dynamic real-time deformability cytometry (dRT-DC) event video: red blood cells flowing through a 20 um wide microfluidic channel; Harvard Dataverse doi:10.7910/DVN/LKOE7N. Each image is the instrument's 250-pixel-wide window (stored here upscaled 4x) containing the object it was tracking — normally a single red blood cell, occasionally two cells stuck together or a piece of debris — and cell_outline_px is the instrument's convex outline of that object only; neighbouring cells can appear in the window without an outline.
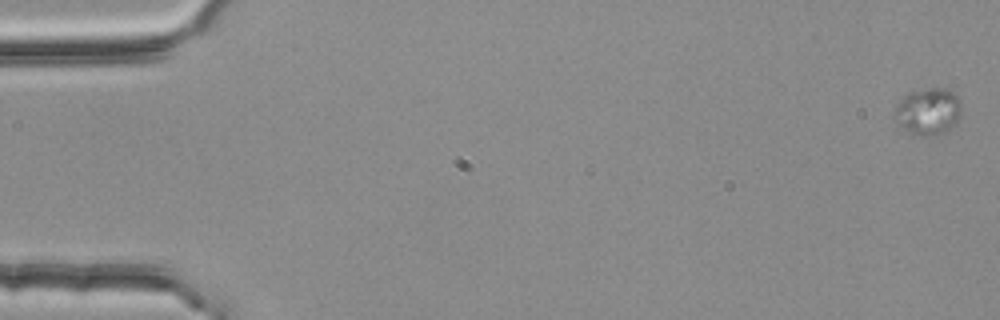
{"species": "common noctule bat (a hibernating species)", "species_latin": "Nyctalus noctula", "temperature_condition": "room temperature", "stored_images_in_passage": 6, "camera_frame_rate_fps": 3000, "um_per_image_px": 0.085, "animal": {"sex": "female", "body_mass_g": 25.1}, "frame": {"image": 1, "passage_image": 1, "time_ms": 0.0, "image_size_px": [1000, 320], "cell_outline_px": [[960, 116], [956, 124], [952, 128], [936, 136], [908, 132], [900, 128], [896, 112], [896, 104], [908, 92], [928, 88], [948, 88], [956, 96], [960, 104]], "centroid_in_image_um": [78.92, 9.46], "position_along_channel_um": 6.1, "area_um2": 18.03}}